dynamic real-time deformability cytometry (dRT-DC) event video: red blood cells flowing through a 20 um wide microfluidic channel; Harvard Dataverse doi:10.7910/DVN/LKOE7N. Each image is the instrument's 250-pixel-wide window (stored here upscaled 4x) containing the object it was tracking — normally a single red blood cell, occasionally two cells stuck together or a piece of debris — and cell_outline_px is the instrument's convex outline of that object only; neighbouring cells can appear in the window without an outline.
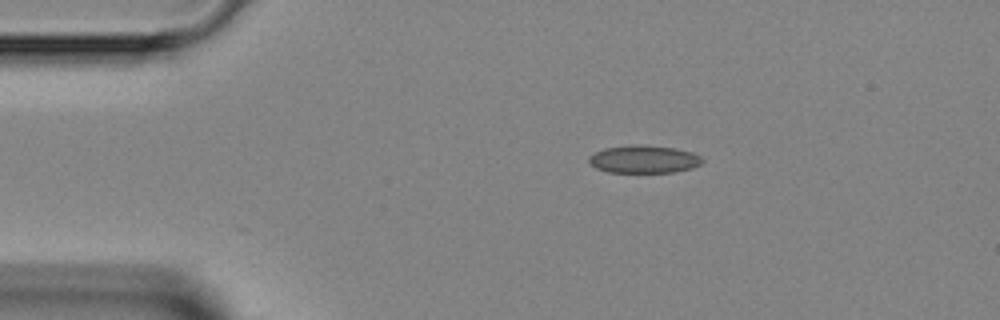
{"species": "Egyptian fruit bat (a non-hibernating species)", "species_latin": "Rousettus aegyptiacus", "temperature_condition": "room temperature", "stored_images_in_passage": 20, "camera_frame_rate_fps": 3000, "um_per_image_px": 0.085, "animal": {"sex": "female"}, "frame": {"image": 1, "passage_image": 1, "time_ms": 0.0, "image_size_px": [1000, 320], "cell_outline_px": [[704, 160], [700, 164], [692, 168], [676, 172], [608, 172], [596, 168], [588, 164], [588, 156], [604, 148], [628, 144], [644, 144], [676, 148], [692, 152], [700, 156]], "centroid_in_image_um": [54.71, 13.52], "position_along_channel_um": 30.3, "area_um2": 18.67}}
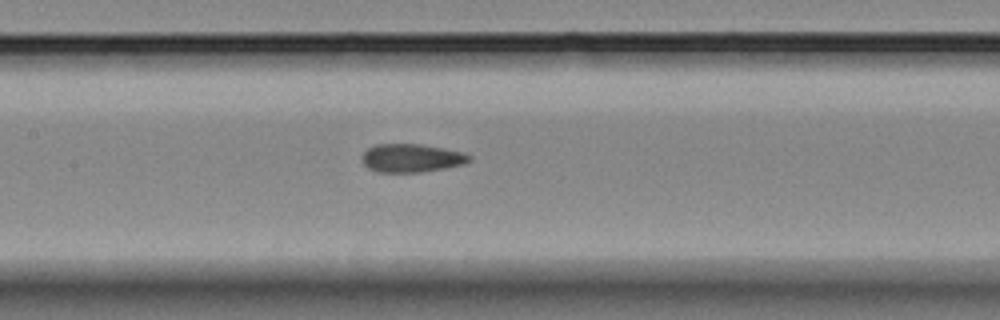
{"frame": {"image": 2, "passage_image": 14, "time_ms": 4.333, "image_size_px": [1000, 320], "cell_outline_px": [[472, 160], [464, 164], [444, 168], [420, 172], [380, 172], [368, 168], [364, 164], [364, 152], [368, 148], [376, 144], [420, 144], [444, 148], [460, 152], [472, 156]], "centroid_in_image_um": [35.0, 13.43], "position_along_channel_um": 172.4, "area_um2": 17.51}}
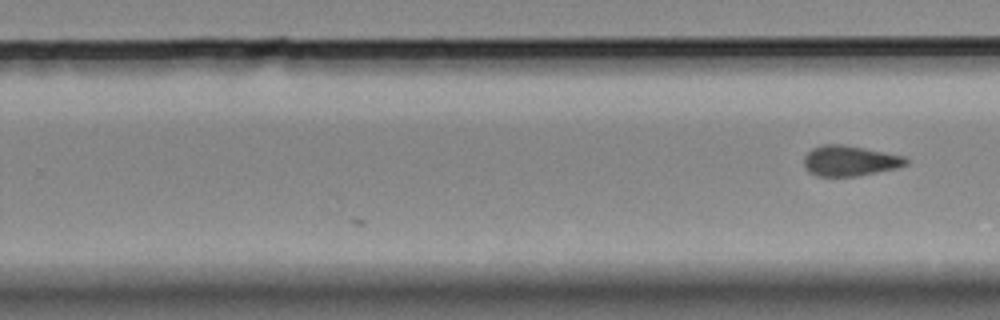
{"frame": {"image": 3, "passage_image": 20, "time_ms": 6.333, "image_size_px": [1000, 320], "cell_outline_px": [[908, 164], [896, 168], [856, 176], [816, 176], [808, 172], [804, 168], [804, 156], [812, 148], [820, 144], [840, 144], [904, 156], [908, 160]], "centroid_in_image_um": [72.17, 13.67], "position_along_channel_um": 257.6, "area_um2": 17.98}}